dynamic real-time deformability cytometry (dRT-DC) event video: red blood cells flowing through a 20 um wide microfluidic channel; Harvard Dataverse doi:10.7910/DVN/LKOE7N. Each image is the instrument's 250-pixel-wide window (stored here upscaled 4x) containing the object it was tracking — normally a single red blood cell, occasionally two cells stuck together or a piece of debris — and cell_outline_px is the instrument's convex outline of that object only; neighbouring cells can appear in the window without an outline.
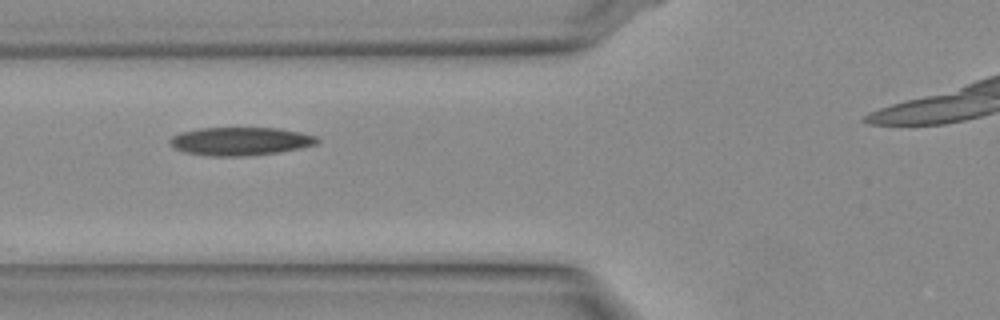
{"species": "Egyptian fruit bat (a non-hibernating species)", "species_latin": "Rousettus aegyptiacus", "temperature_condition": "warm", "stored_images_in_passage": 3, "camera_frame_rate_fps": 3000, "um_per_image_px": 0.085, "animal": {"sex": "female"}, "frame": {"image": 1, "passage_image": 2, "time_ms": 0.333, "image_size_px": [1000, 320], "cell_outline_px": [[320, 140], [316, 144], [300, 148], [280, 152], [252, 156], [208, 156], [184, 152], [172, 148], [168, 144], [168, 140], [172, 136], [180, 132], [200, 128], [280, 128], [300, 132], [316, 136]], "centroid_in_image_um": [20.39, 12.01], "position_along_channel_um": 105.4, "area_um2": 24.57}}